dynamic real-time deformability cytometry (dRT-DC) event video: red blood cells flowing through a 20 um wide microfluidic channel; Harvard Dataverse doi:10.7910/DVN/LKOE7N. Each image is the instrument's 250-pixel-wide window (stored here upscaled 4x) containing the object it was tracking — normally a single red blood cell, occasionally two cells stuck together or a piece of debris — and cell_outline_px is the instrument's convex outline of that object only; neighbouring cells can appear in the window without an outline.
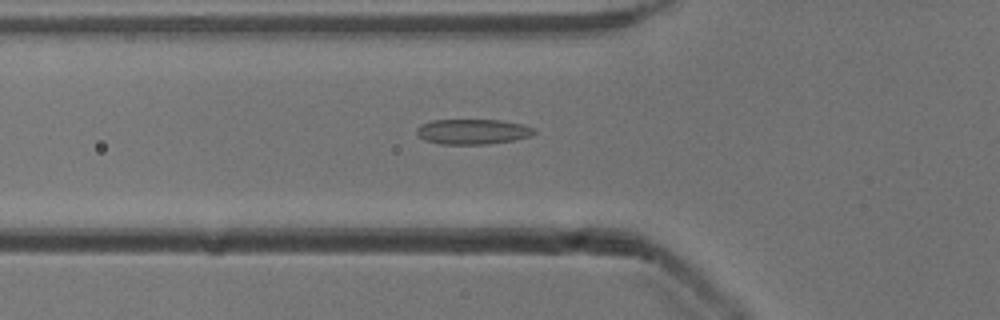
{"species": "common noctule bat (a hibernating species)", "species_latin": "Nyctalus noctula", "temperature_condition": "cold", "stored_images_in_passage": 47, "camera_frame_rate_fps": 3000, "um_per_image_px": 0.085, "animal": {"sex": "male", "body_mass_g": 13.3}, "frame": {"image": 1, "passage_image": 18, "time_ms": 5.667, "image_size_px": [1000, 320], "cell_outline_px": [[536, 132], [532, 136], [512, 140], [488, 144], [440, 144], [424, 140], [416, 132], [416, 128], [420, 124], [432, 120], [500, 120], [520, 124], [532, 128]], "centroid_in_image_um": [40.14, 11.19], "position_along_channel_um": 85.7, "area_um2": 17.17}}
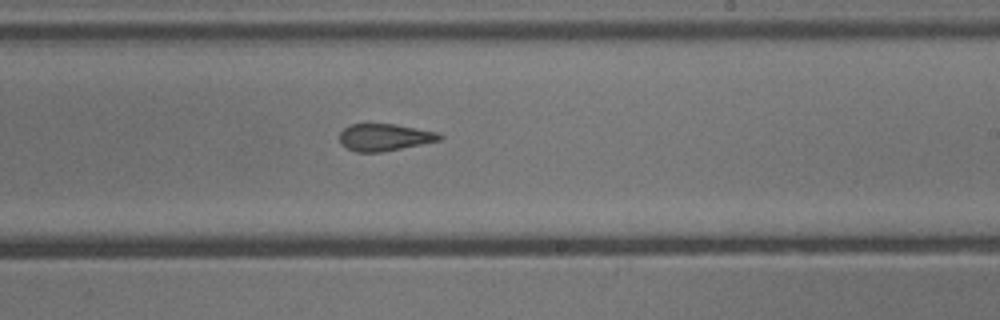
{"frame": {"image": 2, "passage_image": 31, "time_ms": 10.0, "image_size_px": [1000, 320], "cell_outline_px": [[444, 136], [440, 140], [380, 152], [356, 152], [340, 144], [340, 132], [348, 124], [396, 124], [440, 132]], "centroid_in_image_um": [32.69, 11.65], "position_along_channel_um": 256.3, "area_um2": 15.78}}
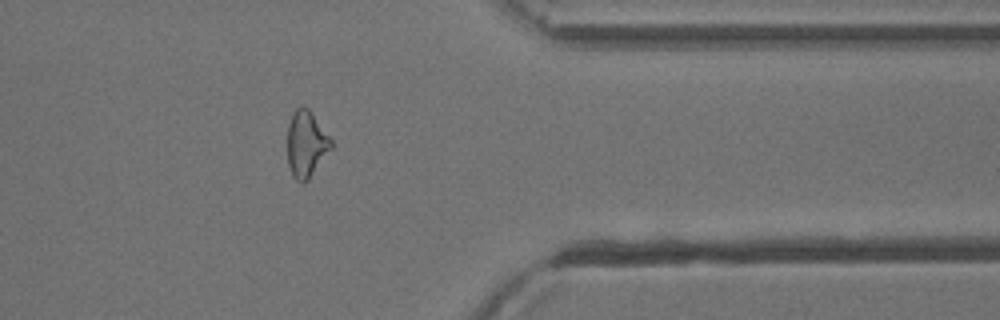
{"frame": {"image": 3, "passage_image": 42, "time_ms": 13.667, "image_size_px": [1000, 320], "cell_outline_px": [[332, 148], [308, 180], [296, 180], [292, 176], [288, 164], [288, 124], [292, 112], [300, 104], [308, 108], [332, 140]], "centroid_in_image_um": [26.02, 12.21], "position_along_channel_um": 385.4, "area_um2": 16.82}}